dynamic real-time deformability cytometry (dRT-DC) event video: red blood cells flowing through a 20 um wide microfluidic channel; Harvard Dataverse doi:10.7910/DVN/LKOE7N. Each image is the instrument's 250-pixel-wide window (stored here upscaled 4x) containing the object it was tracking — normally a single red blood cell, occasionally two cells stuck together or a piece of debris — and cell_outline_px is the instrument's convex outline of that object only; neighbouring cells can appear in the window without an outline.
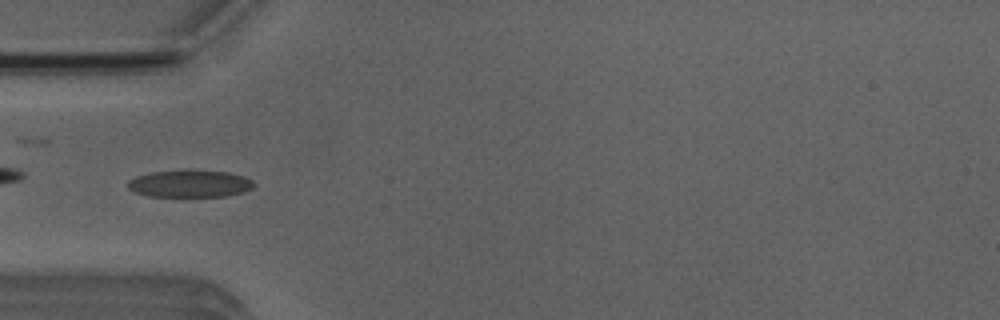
{"species": "Egyptian fruit bat (a non-hibernating species)", "species_latin": "Rousettus aegyptiacus", "temperature_condition": "room temperature", "stored_images_in_passage": 6, "camera_frame_rate_fps": 3000, "um_per_image_px": 0.085, "animal": {"sex": "male"}, "frame": {"image": 1, "passage_image": 5, "time_ms": 4.667, "image_size_px": [1000, 320], "cell_outline_px": [[256, 184], [252, 188], [244, 192], [228, 196], [148, 196], [136, 192], [128, 188], [128, 180], [136, 176], [152, 172], [228, 172], [244, 176], [252, 180]], "centroid_in_image_um": [16.17, 15.64], "position_along_channel_um": 68.8, "area_um2": 19.36}}